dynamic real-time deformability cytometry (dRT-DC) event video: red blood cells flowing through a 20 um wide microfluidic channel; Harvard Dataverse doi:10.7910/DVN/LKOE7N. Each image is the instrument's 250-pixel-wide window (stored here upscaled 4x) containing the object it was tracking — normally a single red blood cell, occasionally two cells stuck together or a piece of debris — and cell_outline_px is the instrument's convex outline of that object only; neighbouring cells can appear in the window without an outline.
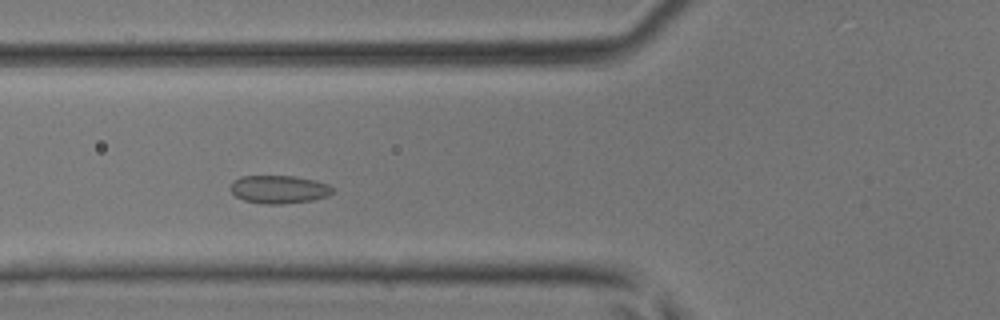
{"species": "common noctule bat (a hibernating species)", "species_latin": "Nyctalus noctula", "temperature_condition": "room temperature", "stored_images_in_passage": 40, "camera_frame_rate_fps": 3000, "um_per_image_px": 0.085, "animal": {"sex": "male", "body_mass_g": 17.9, "forearm_length_mm": 54.2}, "frame": {"image": 1, "passage_image": 11, "time_ms": 3.333, "image_size_px": [1000, 320], "cell_outline_px": [[332, 192], [328, 196], [312, 200], [280, 204], [264, 204], [244, 200], [236, 196], [228, 188], [240, 176], [292, 176], [316, 180], [328, 184], [332, 188]], "centroid_in_image_um": [23.71, 16.09], "position_along_channel_um": 102.1, "area_um2": 16.59}}
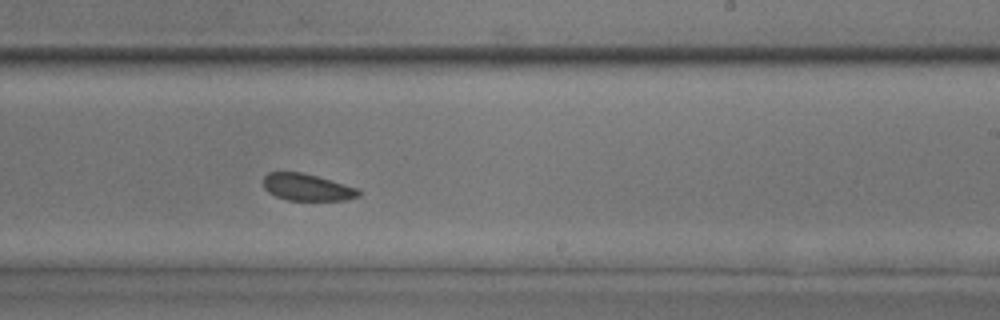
{"frame": {"image": 2, "passage_image": 22, "time_ms": 7.0, "image_size_px": [1000, 320], "cell_outline_px": [[360, 196], [348, 200], [288, 200], [276, 196], [268, 192], [264, 188], [264, 176], [268, 172], [300, 172], [316, 176], [360, 188]], "centroid_in_image_um": [26.13, 15.92], "position_along_channel_um": 262.9, "area_um2": 14.97}}
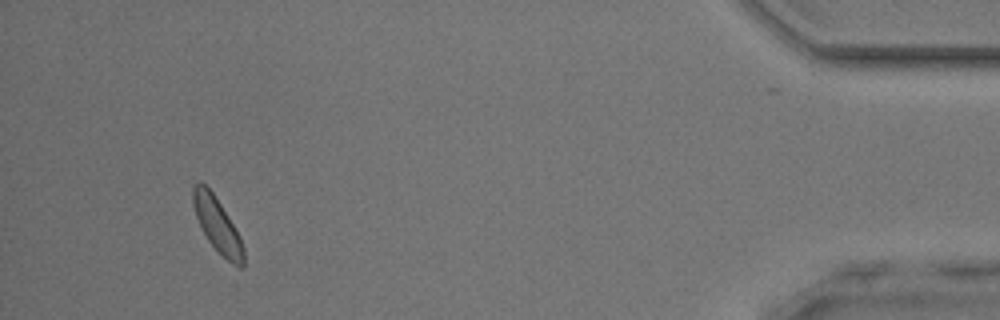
{"frame": {"image": 3, "passage_image": 37, "time_ms": 12.0, "image_size_px": [1000, 320], "cell_outline_px": [[244, 268], [240, 268], [232, 264], [208, 240], [196, 216], [192, 200], [192, 184], [200, 180], [212, 192], [220, 204], [240, 236], [244, 248]], "centroid_in_image_um": [18.47, 19.1], "position_along_channel_um": 416.7, "area_um2": 15.72}}